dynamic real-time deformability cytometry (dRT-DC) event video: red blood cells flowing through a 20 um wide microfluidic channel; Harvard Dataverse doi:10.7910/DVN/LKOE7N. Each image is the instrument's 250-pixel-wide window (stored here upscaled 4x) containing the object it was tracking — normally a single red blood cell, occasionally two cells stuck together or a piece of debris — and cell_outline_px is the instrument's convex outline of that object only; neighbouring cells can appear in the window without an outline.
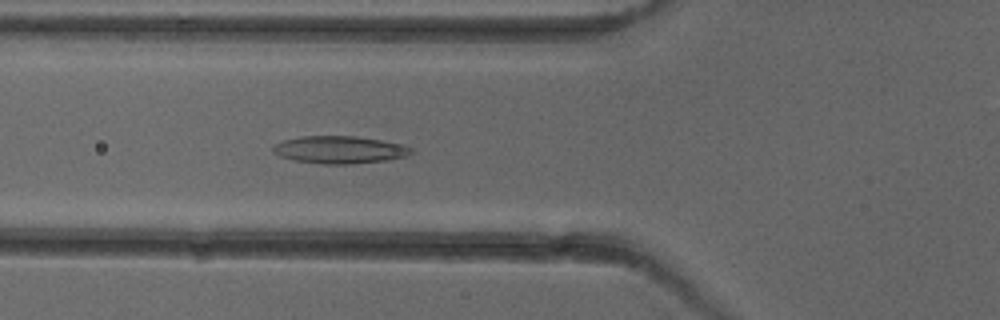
{"species": "common noctule bat (a hibernating species)", "species_latin": "Nyctalus noctula", "temperature_condition": "cold", "stored_images_in_passage": 6, "camera_frame_rate_fps": 3000, "um_per_image_px": 0.085, "animal": {"sex": "female"}, "frame": {"image": 1, "passage_image": 6, "time_ms": 5.667, "image_size_px": [1000, 320], "cell_outline_px": [[412, 152], [408, 156], [388, 160], [352, 164], [324, 164], [296, 160], [280, 156], [272, 152], [272, 144], [284, 140], [300, 136], [356, 136], [404, 144], [412, 148]], "centroid_in_image_um": [28.87, 12.72], "position_along_channel_um": 96.9, "area_um2": 22.25}}